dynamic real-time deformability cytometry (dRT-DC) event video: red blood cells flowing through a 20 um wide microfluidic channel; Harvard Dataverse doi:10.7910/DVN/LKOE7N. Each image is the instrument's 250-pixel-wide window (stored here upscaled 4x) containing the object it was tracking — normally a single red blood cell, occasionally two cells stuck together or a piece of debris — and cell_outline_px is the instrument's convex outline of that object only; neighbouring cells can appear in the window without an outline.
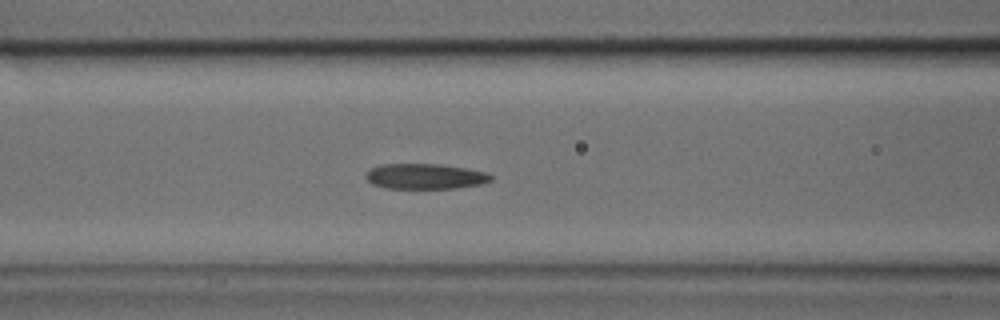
{"species": "common noctule bat (a hibernating species)", "species_latin": "Nyctalus noctula", "temperature_condition": "cold", "stored_images_in_passage": 35, "camera_frame_rate_fps": 3000, "um_per_image_px": 0.085, "animal": {"sex": "male", "body_mass_g": 17.9, "forearm_length_mm": 54.2}, "frame": {"image": 1, "passage_image": 11, "time_ms": 3.333, "image_size_px": [1000, 320], "cell_outline_px": [[492, 180], [484, 184], [456, 188], [384, 188], [372, 184], [364, 176], [372, 168], [380, 164], [440, 164], [488, 172], [492, 176]], "centroid_in_image_um": [36.16, 14.99], "position_along_channel_um": 130.4, "area_um2": 18.55}}